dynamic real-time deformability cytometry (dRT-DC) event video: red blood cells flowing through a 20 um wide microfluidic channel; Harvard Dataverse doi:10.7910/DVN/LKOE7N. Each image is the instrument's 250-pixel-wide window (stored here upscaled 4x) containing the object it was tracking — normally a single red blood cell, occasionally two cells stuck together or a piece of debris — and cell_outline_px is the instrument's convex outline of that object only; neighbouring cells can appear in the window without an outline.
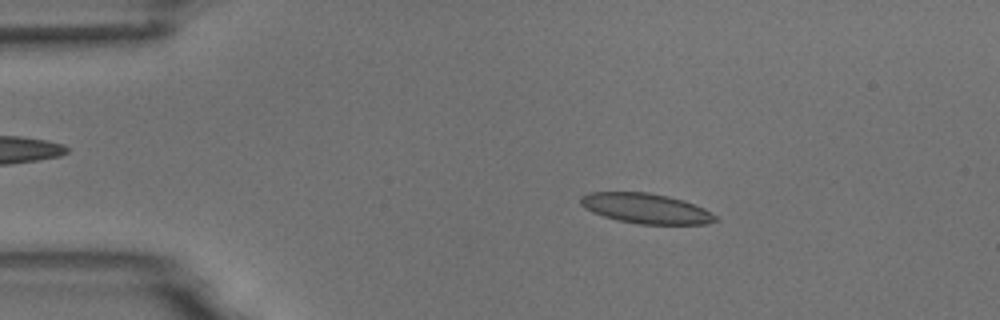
{"species": "common noctule bat (a hibernating species)", "species_latin": "Nyctalus noctula", "temperature_condition": "room temperature", "stored_images_in_passage": 53, "camera_frame_rate_fps": 3000, "um_per_image_px": 0.085, "animal": {"sex": "male", "body_mass_g": 18.8}, "frame": {"image": 1, "passage_image": 9, "time_ms": 2.667, "image_size_px": [1000, 320], "cell_outline_px": [[720, 220], [704, 224], [640, 224], [620, 220], [604, 216], [592, 212], [584, 208], [580, 204], [580, 196], [588, 192], [648, 192], [668, 196], [684, 200], [704, 208], [716, 216]], "centroid_in_image_um": [54.9, 17.71], "position_along_channel_um": 30.1, "area_um2": 23.64}}
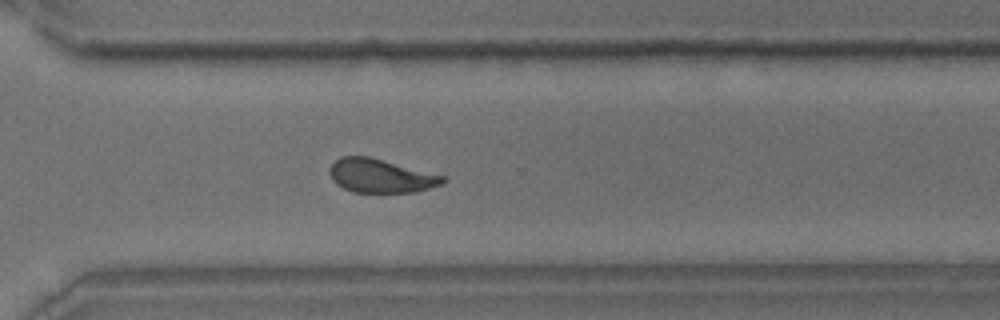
{"frame": {"image": 2, "passage_image": 38, "time_ms": 12.333, "image_size_px": [1000, 320], "cell_outline_px": [[448, 180], [444, 184], [416, 192], [352, 192], [336, 184], [332, 180], [328, 172], [328, 168], [340, 156], [368, 156], [444, 176]], "centroid_in_image_um": [32.34, 14.95], "position_along_channel_um": 338.3, "area_um2": 22.25}}
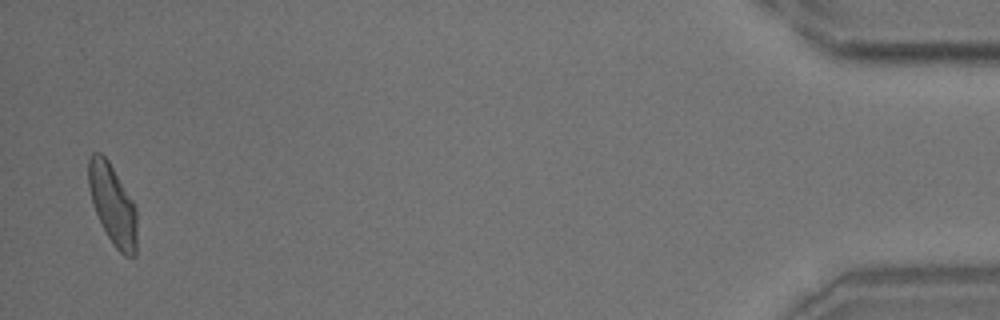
{"frame": {"image": 3, "passage_image": 52, "time_ms": 17.0, "image_size_px": [1000, 320], "cell_outline_px": [[136, 256], [124, 256], [112, 244], [96, 212], [88, 188], [88, 160], [92, 152], [100, 152], [108, 160], [132, 200], [136, 208]], "centroid_in_image_um": [9.57, 17.38], "position_along_channel_um": 425.6, "area_um2": 22.37}, "authors_computed_cell_mechanics": {"area_um2": 22.9466, "velocity_mm_per_s": 3.729, "shape_relaxation_time_tau1_ms": 7.1194, "shape_relaxation_time_tau2_ms": 1.9865, "deformation_change_tau1": 0.1756, "deformation_change_tau2": 0.0926}}